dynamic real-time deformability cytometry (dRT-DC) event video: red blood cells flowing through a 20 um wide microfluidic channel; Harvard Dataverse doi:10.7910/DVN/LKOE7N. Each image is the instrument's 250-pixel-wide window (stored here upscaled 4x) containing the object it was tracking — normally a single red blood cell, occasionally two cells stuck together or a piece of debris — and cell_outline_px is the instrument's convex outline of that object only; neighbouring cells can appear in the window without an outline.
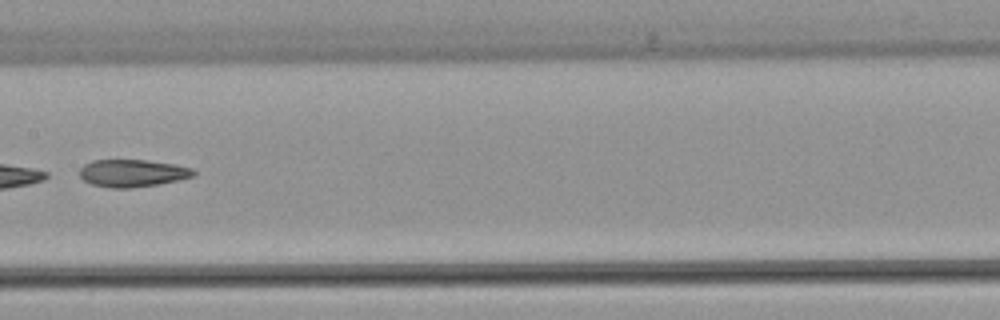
{"species": "common noctule bat (a hibernating species)", "species_latin": "Nyctalus noctula", "temperature_condition": "warm", "stored_images_in_passage": 8, "camera_frame_rate_fps": 3000, "um_per_image_px": 0.085, "animal": {"sex": "female", "body_mass_g": 22.7, "forearm_length_mm": 54.2}, "frame": {"image": 1, "passage_image": 8, "time_ms": 8.667, "image_size_px": [1000, 320], "cell_outline_px": [[196, 176], [180, 180], [160, 184], [128, 188], [108, 188], [92, 184], [84, 180], [80, 176], [80, 168], [84, 164], [92, 160], [148, 160], [176, 164], [192, 168], [196, 172]], "centroid_in_image_um": [11.3, 14.71], "position_along_channel_um": 196.1, "area_um2": 18.44}}